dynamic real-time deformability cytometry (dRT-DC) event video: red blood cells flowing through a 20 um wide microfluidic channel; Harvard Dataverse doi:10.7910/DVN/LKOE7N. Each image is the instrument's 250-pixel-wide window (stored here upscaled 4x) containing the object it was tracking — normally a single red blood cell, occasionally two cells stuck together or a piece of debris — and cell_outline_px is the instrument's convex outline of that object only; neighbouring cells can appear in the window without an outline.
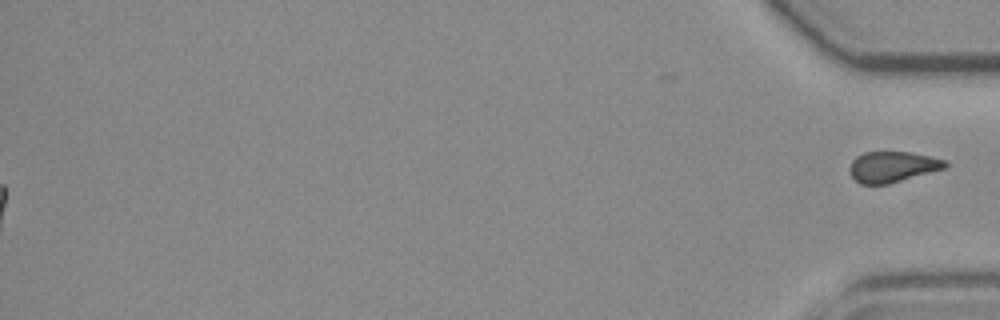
{"species": "common noctule bat (a hibernating species)", "species_latin": "Nyctalus noctula", "temperature_condition": "room temperature", "stored_images_in_passage": 54, "segment_of_instrument_passage": [2, 2], "camera_frame_rate_fps": 3000, "um_per_image_px": 0.085, "animal": {"sex": "female", "body_mass_g": 19.3, "forearm_length_mm": 54.1}, "frame": {"image": 1, "passage_image": 54, "time_ms": 17.667, "image_size_px": [1000, 320], "cell_outline_px": [[948, 168], [888, 184], [860, 184], [848, 172], [848, 168], [852, 160], [856, 156], [864, 152], [908, 152], [948, 160]], "centroid_in_image_um": [75.87, 14.18], "position_along_channel_um": 359.3, "area_um2": 17.34}}